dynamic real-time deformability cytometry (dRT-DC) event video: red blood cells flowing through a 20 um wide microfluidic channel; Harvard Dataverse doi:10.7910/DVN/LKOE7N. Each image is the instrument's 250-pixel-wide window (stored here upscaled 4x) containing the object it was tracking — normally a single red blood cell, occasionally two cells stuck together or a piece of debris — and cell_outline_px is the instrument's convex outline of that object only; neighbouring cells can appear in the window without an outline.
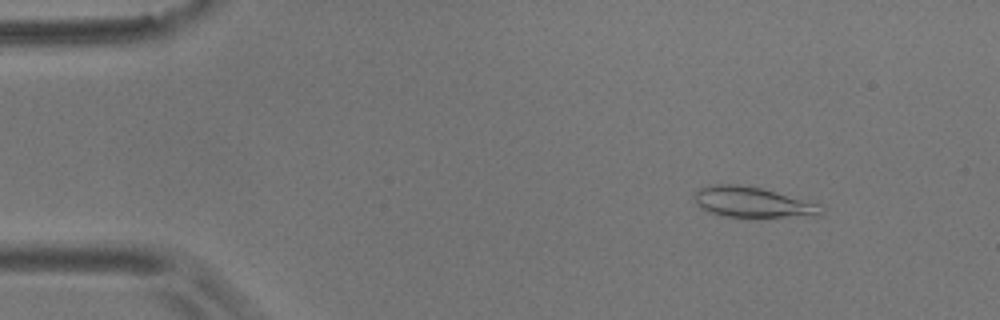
{"species": "common noctule bat (a hibernating species)", "species_latin": "Nyctalus noctula", "temperature_condition": "room temperature", "stored_images_in_passage": 11, "camera_frame_rate_fps": 3000, "um_per_image_px": 0.085, "animal": {"sex": "male", "body_mass_g": 17.9}, "frame": {"image": 1, "passage_image": 2, "time_ms": 0.333, "image_size_px": [1000, 320], "cell_outline_px": [[824, 212], [820, 216], [744, 220], [720, 216], [708, 212], [700, 208], [696, 204], [692, 196], [700, 188], [708, 184], [736, 184], [760, 188], [820, 204]], "centroid_in_image_um": [63.95, 17.26], "position_along_channel_um": 21.0, "area_um2": 23.81}}
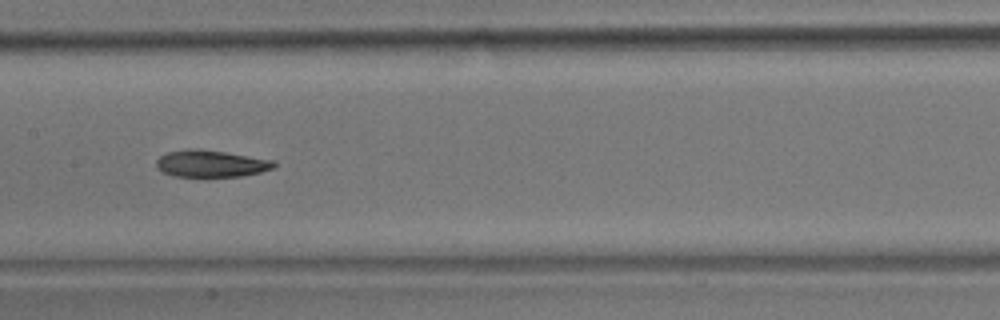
{"frame": {"image": 2, "passage_image": 8, "time_ms": 2.333, "image_size_px": [1000, 320], "cell_outline_px": [[276, 168], [260, 172], [240, 176], [204, 180], [172, 176], [156, 168], [156, 160], [160, 156], [168, 152], [188, 148], [196, 148], [224, 152], [276, 160]], "centroid_in_image_um": [17.92, 13.96], "position_along_channel_um": 189.5, "area_um2": 19.48}}
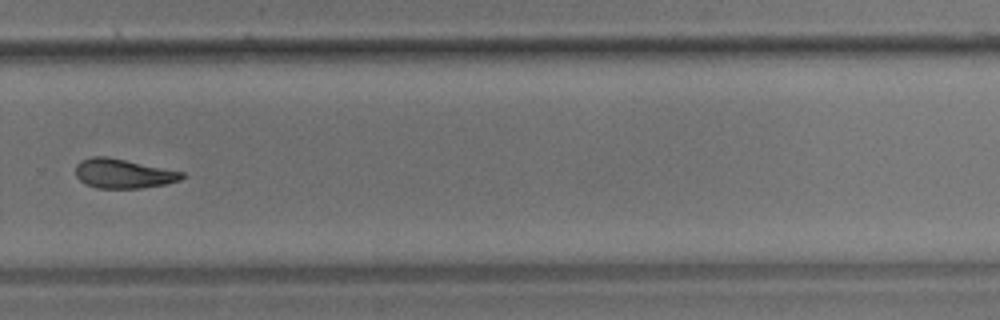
{"frame": {"image": 3, "passage_image": 11, "time_ms": 3.333, "image_size_px": [1000, 320], "cell_outline_px": [[184, 176], [180, 180], [164, 184], [140, 188], [96, 188], [80, 180], [76, 176], [76, 164], [80, 160], [92, 156], [108, 156], [184, 172]], "centroid_in_image_um": [10.46, 14.74], "position_along_channel_um": 319.3, "area_um2": 18.15}}